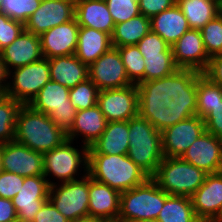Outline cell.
Returning a JSON list of instances; mask_svg holds the SVG:
<instances>
[{"label":"cell","instance_id":"6da1fadb","mask_svg":"<svg viewBox=\"0 0 222 222\" xmlns=\"http://www.w3.org/2000/svg\"><path fill=\"white\" fill-rule=\"evenodd\" d=\"M14 140L43 154L61 145L67 135L48 115L22 104L16 116Z\"/></svg>","mask_w":222,"mask_h":222},{"label":"cell","instance_id":"7a4b0ae2","mask_svg":"<svg viewBox=\"0 0 222 222\" xmlns=\"http://www.w3.org/2000/svg\"><path fill=\"white\" fill-rule=\"evenodd\" d=\"M88 175L122 193L145 183L150 176L128 155L88 153Z\"/></svg>","mask_w":222,"mask_h":222},{"label":"cell","instance_id":"3957f363","mask_svg":"<svg viewBox=\"0 0 222 222\" xmlns=\"http://www.w3.org/2000/svg\"><path fill=\"white\" fill-rule=\"evenodd\" d=\"M206 175L181 157H164L151 178L169 195L191 197L204 183Z\"/></svg>","mask_w":222,"mask_h":222},{"label":"cell","instance_id":"277c9868","mask_svg":"<svg viewBox=\"0 0 222 222\" xmlns=\"http://www.w3.org/2000/svg\"><path fill=\"white\" fill-rule=\"evenodd\" d=\"M167 194L150 177L142 185L121 193L118 221L157 219Z\"/></svg>","mask_w":222,"mask_h":222},{"label":"cell","instance_id":"5b68a950","mask_svg":"<svg viewBox=\"0 0 222 222\" xmlns=\"http://www.w3.org/2000/svg\"><path fill=\"white\" fill-rule=\"evenodd\" d=\"M69 93V88L50 80L28 105L48 115L67 135L72 129L77 112L71 104Z\"/></svg>","mask_w":222,"mask_h":222},{"label":"cell","instance_id":"8992f818","mask_svg":"<svg viewBox=\"0 0 222 222\" xmlns=\"http://www.w3.org/2000/svg\"><path fill=\"white\" fill-rule=\"evenodd\" d=\"M50 186L48 200L71 222H79L89 217V175L80 180Z\"/></svg>","mask_w":222,"mask_h":222},{"label":"cell","instance_id":"52a82bcc","mask_svg":"<svg viewBox=\"0 0 222 222\" xmlns=\"http://www.w3.org/2000/svg\"><path fill=\"white\" fill-rule=\"evenodd\" d=\"M72 140H65L61 145L43 153L44 176H54L61 183L77 180L75 174L82 165L84 172L88 173L89 147L83 145L81 152L71 146Z\"/></svg>","mask_w":222,"mask_h":222},{"label":"cell","instance_id":"ba28073f","mask_svg":"<svg viewBox=\"0 0 222 222\" xmlns=\"http://www.w3.org/2000/svg\"><path fill=\"white\" fill-rule=\"evenodd\" d=\"M12 71L8 72V77L13 75L11 78L13 80L12 83L8 82L5 94L21 104H29L45 84L51 80L49 59L47 58Z\"/></svg>","mask_w":222,"mask_h":222},{"label":"cell","instance_id":"9c48e42d","mask_svg":"<svg viewBox=\"0 0 222 222\" xmlns=\"http://www.w3.org/2000/svg\"><path fill=\"white\" fill-rule=\"evenodd\" d=\"M200 73L190 69H177L172 75L160 79L141 82L137 85L138 100H163L166 105L172 96L184 88H197Z\"/></svg>","mask_w":222,"mask_h":222},{"label":"cell","instance_id":"30bf717a","mask_svg":"<svg viewBox=\"0 0 222 222\" xmlns=\"http://www.w3.org/2000/svg\"><path fill=\"white\" fill-rule=\"evenodd\" d=\"M97 105L107 122L129 121L138 115L137 85L100 90Z\"/></svg>","mask_w":222,"mask_h":222},{"label":"cell","instance_id":"8fae6325","mask_svg":"<svg viewBox=\"0 0 222 222\" xmlns=\"http://www.w3.org/2000/svg\"><path fill=\"white\" fill-rule=\"evenodd\" d=\"M75 18V0H42L24 23L25 30L41 36L51 28Z\"/></svg>","mask_w":222,"mask_h":222},{"label":"cell","instance_id":"7c38bea8","mask_svg":"<svg viewBox=\"0 0 222 222\" xmlns=\"http://www.w3.org/2000/svg\"><path fill=\"white\" fill-rule=\"evenodd\" d=\"M190 198L195 215L201 222H221L222 172L207 174L204 183Z\"/></svg>","mask_w":222,"mask_h":222},{"label":"cell","instance_id":"4fadbf2b","mask_svg":"<svg viewBox=\"0 0 222 222\" xmlns=\"http://www.w3.org/2000/svg\"><path fill=\"white\" fill-rule=\"evenodd\" d=\"M54 183L44 175L24 177V183L12 202L17 218L32 222L36 213L48 200L50 186Z\"/></svg>","mask_w":222,"mask_h":222},{"label":"cell","instance_id":"5bb4252c","mask_svg":"<svg viewBox=\"0 0 222 222\" xmlns=\"http://www.w3.org/2000/svg\"><path fill=\"white\" fill-rule=\"evenodd\" d=\"M89 79L99 90L122 88L132 84L116 47H111L89 66Z\"/></svg>","mask_w":222,"mask_h":222},{"label":"cell","instance_id":"9a60e30c","mask_svg":"<svg viewBox=\"0 0 222 222\" xmlns=\"http://www.w3.org/2000/svg\"><path fill=\"white\" fill-rule=\"evenodd\" d=\"M205 131L203 118L197 115L165 128L161 132L164 157H181Z\"/></svg>","mask_w":222,"mask_h":222},{"label":"cell","instance_id":"2e32d148","mask_svg":"<svg viewBox=\"0 0 222 222\" xmlns=\"http://www.w3.org/2000/svg\"><path fill=\"white\" fill-rule=\"evenodd\" d=\"M3 171L23 177L44 175L43 154L14 141L1 144Z\"/></svg>","mask_w":222,"mask_h":222},{"label":"cell","instance_id":"e0dca14e","mask_svg":"<svg viewBox=\"0 0 222 222\" xmlns=\"http://www.w3.org/2000/svg\"><path fill=\"white\" fill-rule=\"evenodd\" d=\"M172 54L178 69H190L204 73L210 57L205 51L200 30L190 29L172 46Z\"/></svg>","mask_w":222,"mask_h":222},{"label":"cell","instance_id":"ac0fdd59","mask_svg":"<svg viewBox=\"0 0 222 222\" xmlns=\"http://www.w3.org/2000/svg\"><path fill=\"white\" fill-rule=\"evenodd\" d=\"M181 158L207 174L222 172V139L205 131Z\"/></svg>","mask_w":222,"mask_h":222},{"label":"cell","instance_id":"d6986e66","mask_svg":"<svg viewBox=\"0 0 222 222\" xmlns=\"http://www.w3.org/2000/svg\"><path fill=\"white\" fill-rule=\"evenodd\" d=\"M7 71L17 69L44 58L40 36L24 30L10 45L0 51Z\"/></svg>","mask_w":222,"mask_h":222},{"label":"cell","instance_id":"ffe728a7","mask_svg":"<svg viewBox=\"0 0 222 222\" xmlns=\"http://www.w3.org/2000/svg\"><path fill=\"white\" fill-rule=\"evenodd\" d=\"M79 24L73 20L55 26L44 32L41 38V47L44 58L74 55L77 47Z\"/></svg>","mask_w":222,"mask_h":222},{"label":"cell","instance_id":"44dd1931","mask_svg":"<svg viewBox=\"0 0 222 222\" xmlns=\"http://www.w3.org/2000/svg\"><path fill=\"white\" fill-rule=\"evenodd\" d=\"M121 193L89 176V217L117 220Z\"/></svg>","mask_w":222,"mask_h":222},{"label":"cell","instance_id":"7402d4cb","mask_svg":"<svg viewBox=\"0 0 222 222\" xmlns=\"http://www.w3.org/2000/svg\"><path fill=\"white\" fill-rule=\"evenodd\" d=\"M75 18L79 26L113 34L115 23L105 0H75Z\"/></svg>","mask_w":222,"mask_h":222},{"label":"cell","instance_id":"603a6c76","mask_svg":"<svg viewBox=\"0 0 222 222\" xmlns=\"http://www.w3.org/2000/svg\"><path fill=\"white\" fill-rule=\"evenodd\" d=\"M106 125L107 120L97 104L85 110H78L67 139L73 141L75 137L83 135V145L90 147L104 132Z\"/></svg>","mask_w":222,"mask_h":222},{"label":"cell","instance_id":"cb8c5ba5","mask_svg":"<svg viewBox=\"0 0 222 222\" xmlns=\"http://www.w3.org/2000/svg\"><path fill=\"white\" fill-rule=\"evenodd\" d=\"M129 121L107 122L101 136L89 147L88 153L127 155L129 148Z\"/></svg>","mask_w":222,"mask_h":222},{"label":"cell","instance_id":"d4e9b609","mask_svg":"<svg viewBox=\"0 0 222 222\" xmlns=\"http://www.w3.org/2000/svg\"><path fill=\"white\" fill-rule=\"evenodd\" d=\"M51 81L71 89L89 78V66L76 55L57 56L49 59Z\"/></svg>","mask_w":222,"mask_h":222},{"label":"cell","instance_id":"484cf974","mask_svg":"<svg viewBox=\"0 0 222 222\" xmlns=\"http://www.w3.org/2000/svg\"><path fill=\"white\" fill-rule=\"evenodd\" d=\"M111 47L109 34L80 26L75 55L82 63L90 66Z\"/></svg>","mask_w":222,"mask_h":222},{"label":"cell","instance_id":"4316f807","mask_svg":"<svg viewBox=\"0 0 222 222\" xmlns=\"http://www.w3.org/2000/svg\"><path fill=\"white\" fill-rule=\"evenodd\" d=\"M151 30L172 46L190 27L183 12L175 4L151 18Z\"/></svg>","mask_w":222,"mask_h":222},{"label":"cell","instance_id":"83f0119b","mask_svg":"<svg viewBox=\"0 0 222 222\" xmlns=\"http://www.w3.org/2000/svg\"><path fill=\"white\" fill-rule=\"evenodd\" d=\"M151 30V19L142 14L115 24L111 35L112 47L136 45Z\"/></svg>","mask_w":222,"mask_h":222},{"label":"cell","instance_id":"f1b7e54d","mask_svg":"<svg viewBox=\"0 0 222 222\" xmlns=\"http://www.w3.org/2000/svg\"><path fill=\"white\" fill-rule=\"evenodd\" d=\"M176 4L186 17L190 29L201 30L220 14L215 0H176Z\"/></svg>","mask_w":222,"mask_h":222},{"label":"cell","instance_id":"f546056e","mask_svg":"<svg viewBox=\"0 0 222 222\" xmlns=\"http://www.w3.org/2000/svg\"><path fill=\"white\" fill-rule=\"evenodd\" d=\"M128 157L150 177H152L163 160L162 142L129 144Z\"/></svg>","mask_w":222,"mask_h":222},{"label":"cell","instance_id":"4dcf8cb0","mask_svg":"<svg viewBox=\"0 0 222 222\" xmlns=\"http://www.w3.org/2000/svg\"><path fill=\"white\" fill-rule=\"evenodd\" d=\"M157 219L160 222H201L195 215L190 197L168 195Z\"/></svg>","mask_w":222,"mask_h":222},{"label":"cell","instance_id":"1f68e13d","mask_svg":"<svg viewBox=\"0 0 222 222\" xmlns=\"http://www.w3.org/2000/svg\"><path fill=\"white\" fill-rule=\"evenodd\" d=\"M222 101V86L212 82L203 73L197 77V111L196 115L204 118Z\"/></svg>","mask_w":222,"mask_h":222},{"label":"cell","instance_id":"d6a6232c","mask_svg":"<svg viewBox=\"0 0 222 222\" xmlns=\"http://www.w3.org/2000/svg\"><path fill=\"white\" fill-rule=\"evenodd\" d=\"M21 105L6 94L0 97V144L14 141L16 116Z\"/></svg>","mask_w":222,"mask_h":222},{"label":"cell","instance_id":"836d02e7","mask_svg":"<svg viewBox=\"0 0 222 222\" xmlns=\"http://www.w3.org/2000/svg\"><path fill=\"white\" fill-rule=\"evenodd\" d=\"M172 109L174 125L182 120L196 115L197 111V88H184L167 105Z\"/></svg>","mask_w":222,"mask_h":222},{"label":"cell","instance_id":"e575fe53","mask_svg":"<svg viewBox=\"0 0 222 222\" xmlns=\"http://www.w3.org/2000/svg\"><path fill=\"white\" fill-rule=\"evenodd\" d=\"M125 66L127 77L132 84L144 82L145 60L137 45L117 47Z\"/></svg>","mask_w":222,"mask_h":222},{"label":"cell","instance_id":"d590c367","mask_svg":"<svg viewBox=\"0 0 222 222\" xmlns=\"http://www.w3.org/2000/svg\"><path fill=\"white\" fill-rule=\"evenodd\" d=\"M145 60L144 82L172 75L178 68L172 53L143 56Z\"/></svg>","mask_w":222,"mask_h":222},{"label":"cell","instance_id":"8d00e7d4","mask_svg":"<svg viewBox=\"0 0 222 222\" xmlns=\"http://www.w3.org/2000/svg\"><path fill=\"white\" fill-rule=\"evenodd\" d=\"M129 144L162 142L161 131L139 114L129 120Z\"/></svg>","mask_w":222,"mask_h":222},{"label":"cell","instance_id":"74e56055","mask_svg":"<svg viewBox=\"0 0 222 222\" xmlns=\"http://www.w3.org/2000/svg\"><path fill=\"white\" fill-rule=\"evenodd\" d=\"M98 87L88 78L70 89L69 99L72 106L78 110H85L97 104Z\"/></svg>","mask_w":222,"mask_h":222},{"label":"cell","instance_id":"f35d334b","mask_svg":"<svg viewBox=\"0 0 222 222\" xmlns=\"http://www.w3.org/2000/svg\"><path fill=\"white\" fill-rule=\"evenodd\" d=\"M203 44L209 57L222 53V13L210 20L201 30Z\"/></svg>","mask_w":222,"mask_h":222},{"label":"cell","instance_id":"ab89813d","mask_svg":"<svg viewBox=\"0 0 222 222\" xmlns=\"http://www.w3.org/2000/svg\"><path fill=\"white\" fill-rule=\"evenodd\" d=\"M42 0H2L1 11L13 20L25 23Z\"/></svg>","mask_w":222,"mask_h":222},{"label":"cell","instance_id":"60d3db41","mask_svg":"<svg viewBox=\"0 0 222 222\" xmlns=\"http://www.w3.org/2000/svg\"><path fill=\"white\" fill-rule=\"evenodd\" d=\"M115 24L125 22L140 13L138 0H105Z\"/></svg>","mask_w":222,"mask_h":222},{"label":"cell","instance_id":"b9f144b4","mask_svg":"<svg viewBox=\"0 0 222 222\" xmlns=\"http://www.w3.org/2000/svg\"><path fill=\"white\" fill-rule=\"evenodd\" d=\"M166 107L163 100H138V114L161 132L163 131V114Z\"/></svg>","mask_w":222,"mask_h":222},{"label":"cell","instance_id":"7bdbcfd3","mask_svg":"<svg viewBox=\"0 0 222 222\" xmlns=\"http://www.w3.org/2000/svg\"><path fill=\"white\" fill-rule=\"evenodd\" d=\"M136 45L143 56L172 53L171 46L152 30H150Z\"/></svg>","mask_w":222,"mask_h":222},{"label":"cell","instance_id":"ee69618b","mask_svg":"<svg viewBox=\"0 0 222 222\" xmlns=\"http://www.w3.org/2000/svg\"><path fill=\"white\" fill-rule=\"evenodd\" d=\"M24 23L11 19L0 12V51L10 45L23 31Z\"/></svg>","mask_w":222,"mask_h":222},{"label":"cell","instance_id":"f6af8a7d","mask_svg":"<svg viewBox=\"0 0 222 222\" xmlns=\"http://www.w3.org/2000/svg\"><path fill=\"white\" fill-rule=\"evenodd\" d=\"M24 183V177L12 172H0V197L12 200Z\"/></svg>","mask_w":222,"mask_h":222},{"label":"cell","instance_id":"bcb514c9","mask_svg":"<svg viewBox=\"0 0 222 222\" xmlns=\"http://www.w3.org/2000/svg\"><path fill=\"white\" fill-rule=\"evenodd\" d=\"M140 13L145 17L153 16L165 11L176 4V0H138Z\"/></svg>","mask_w":222,"mask_h":222},{"label":"cell","instance_id":"7dc6e473","mask_svg":"<svg viewBox=\"0 0 222 222\" xmlns=\"http://www.w3.org/2000/svg\"><path fill=\"white\" fill-rule=\"evenodd\" d=\"M206 131L222 139V101L203 118Z\"/></svg>","mask_w":222,"mask_h":222},{"label":"cell","instance_id":"c3c4849f","mask_svg":"<svg viewBox=\"0 0 222 222\" xmlns=\"http://www.w3.org/2000/svg\"><path fill=\"white\" fill-rule=\"evenodd\" d=\"M32 222H71L47 200L36 213Z\"/></svg>","mask_w":222,"mask_h":222},{"label":"cell","instance_id":"681fc988","mask_svg":"<svg viewBox=\"0 0 222 222\" xmlns=\"http://www.w3.org/2000/svg\"><path fill=\"white\" fill-rule=\"evenodd\" d=\"M203 74L212 82L222 86V53L210 57L208 67Z\"/></svg>","mask_w":222,"mask_h":222},{"label":"cell","instance_id":"f907efd6","mask_svg":"<svg viewBox=\"0 0 222 222\" xmlns=\"http://www.w3.org/2000/svg\"><path fill=\"white\" fill-rule=\"evenodd\" d=\"M17 218L12 200L0 197V222H11Z\"/></svg>","mask_w":222,"mask_h":222},{"label":"cell","instance_id":"816d5d0a","mask_svg":"<svg viewBox=\"0 0 222 222\" xmlns=\"http://www.w3.org/2000/svg\"><path fill=\"white\" fill-rule=\"evenodd\" d=\"M7 79H10L8 77V71H7L5 64H4V62L1 58V55H0V92L2 94H5V90H6L7 84H8Z\"/></svg>","mask_w":222,"mask_h":222},{"label":"cell","instance_id":"f5cc1de1","mask_svg":"<svg viewBox=\"0 0 222 222\" xmlns=\"http://www.w3.org/2000/svg\"><path fill=\"white\" fill-rule=\"evenodd\" d=\"M172 125H174L172 109L166 107L163 114V130Z\"/></svg>","mask_w":222,"mask_h":222},{"label":"cell","instance_id":"db71d44e","mask_svg":"<svg viewBox=\"0 0 222 222\" xmlns=\"http://www.w3.org/2000/svg\"><path fill=\"white\" fill-rule=\"evenodd\" d=\"M79 222H114V220L106 218H95V217H86Z\"/></svg>","mask_w":222,"mask_h":222},{"label":"cell","instance_id":"11a10c76","mask_svg":"<svg viewBox=\"0 0 222 222\" xmlns=\"http://www.w3.org/2000/svg\"><path fill=\"white\" fill-rule=\"evenodd\" d=\"M133 222H160L158 219H144L139 221H133Z\"/></svg>","mask_w":222,"mask_h":222},{"label":"cell","instance_id":"9f6ffc18","mask_svg":"<svg viewBox=\"0 0 222 222\" xmlns=\"http://www.w3.org/2000/svg\"><path fill=\"white\" fill-rule=\"evenodd\" d=\"M218 8L220 13H222V0H217Z\"/></svg>","mask_w":222,"mask_h":222},{"label":"cell","instance_id":"6f0895ef","mask_svg":"<svg viewBox=\"0 0 222 222\" xmlns=\"http://www.w3.org/2000/svg\"><path fill=\"white\" fill-rule=\"evenodd\" d=\"M3 171L2 168V158H1V144H0V172Z\"/></svg>","mask_w":222,"mask_h":222},{"label":"cell","instance_id":"680465c9","mask_svg":"<svg viewBox=\"0 0 222 222\" xmlns=\"http://www.w3.org/2000/svg\"><path fill=\"white\" fill-rule=\"evenodd\" d=\"M11 222H27V221L22 220L20 218H16V219L12 220Z\"/></svg>","mask_w":222,"mask_h":222},{"label":"cell","instance_id":"91938a15","mask_svg":"<svg viewBox=\"0 0 222 222\" xmlns=\"http://www.w3.org/2000/svg\"><path fill=\"white\" fill-rule=\"evenodd\" d=\"M1 9H2V0H0V12H1Z\"/></svg>","mask_w":222,"mask_h":222}]
</instances>
